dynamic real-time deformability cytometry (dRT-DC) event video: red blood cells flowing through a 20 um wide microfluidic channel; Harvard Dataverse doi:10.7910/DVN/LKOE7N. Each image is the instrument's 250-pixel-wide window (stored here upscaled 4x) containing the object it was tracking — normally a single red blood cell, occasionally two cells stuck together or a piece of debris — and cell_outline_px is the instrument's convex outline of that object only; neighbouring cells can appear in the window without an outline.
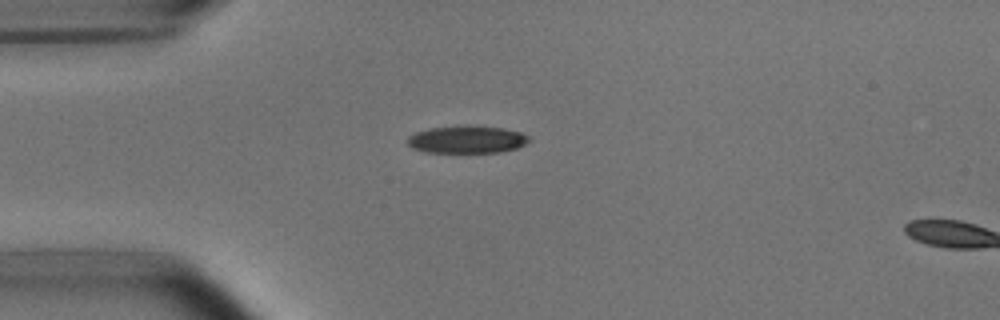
{"species": "common noctule bat (a hibernating species)", "species_latin": "Nyctalus noctula", "temperature_condition": "room temperature", "stored_images_in_passage": 3, "camera_frame_rate_fps": 3000, "um_per_image_px": 0.085, "animal": {"sex": "male", "body_mass_g": 15.6}, "frame": {"image": 1, "passage_image": 1, "time_ms": 0.0, "image_size_px": [1000, 320], "cell_outline_px": [[532, 140], [516, 148], [500, 152], [424, 152], [412, 148], [408, 144], [408, 136], [416, 132], [432, 128], [504, 128], [520, 132], [528, 136]], "centroid_in_image_um": [39.69, 11.9], "position_along_channel_um": 45.3, "area_um2": 18.55}}